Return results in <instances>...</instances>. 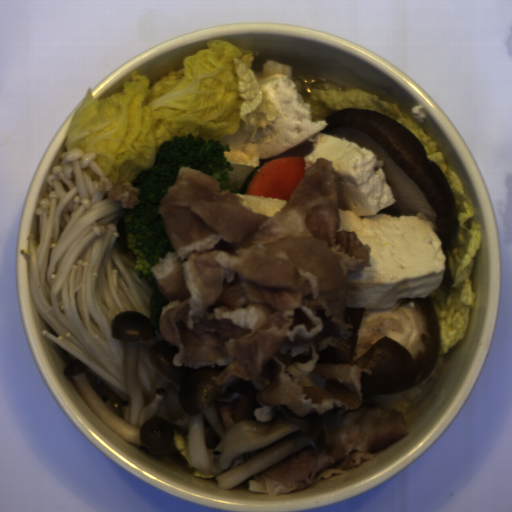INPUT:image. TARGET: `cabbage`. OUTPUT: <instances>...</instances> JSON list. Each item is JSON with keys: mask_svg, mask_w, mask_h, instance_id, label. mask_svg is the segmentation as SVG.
<instances>
[{"mask_svg": "<svg viewBox=\"0 0 512 512\" xmlns=\"http://www.w3.org/2000/svg\"><path fill=\"white\" fill-rule=\"evenodd\" d=\"M172 427H173V445L178 450V452L182 455V457L185 459L189 468L193 470L192 475L194 477H198V478H205V479H211V480L215 479L214 475H206L193 467V465L191 463V459H190V453H189V446H188V439H187L188 432H185L173 425H172Z\"/></svg>", "mask_w": 512, "mask_h": 512, "instance_id": "2", "label": "cabbage"}, {"mask_svg": "<svg viewBox=\"0 0 512 512\" xmlns=\"http://www.w3.org/2000/svg\"><path fill=\"white\" fill-rule=\"evenodd\" d=\"M208 48L184 56V68L161 75L151 86L139 69L130 73L123 91L98 99L92 87L74 113L66 130L65 151L94 152L106 180L115 186L132 184L140 170L155 166L158 150L174 136L222 141L242 125L245 142L259 141L277 118L278 108L267 88L257 79L287 75L312 110V122L334 112L357 108L375 110L402 123L438 164L452 192L458 230L441 247L445 273L430 296L438 326V356L465 337L477 295L470 278L474 257L482 243V225L470 221L473 206L463 182L450 166L431 135L411 118L402 104L370 88L321 80L290 64L267 60L253 71L252 49L227 40H207Z\"/></svg>", "mask_w": 512, "mask_h": 512, "instance_id": "1", "label": "cabbage"}]
</instances>
